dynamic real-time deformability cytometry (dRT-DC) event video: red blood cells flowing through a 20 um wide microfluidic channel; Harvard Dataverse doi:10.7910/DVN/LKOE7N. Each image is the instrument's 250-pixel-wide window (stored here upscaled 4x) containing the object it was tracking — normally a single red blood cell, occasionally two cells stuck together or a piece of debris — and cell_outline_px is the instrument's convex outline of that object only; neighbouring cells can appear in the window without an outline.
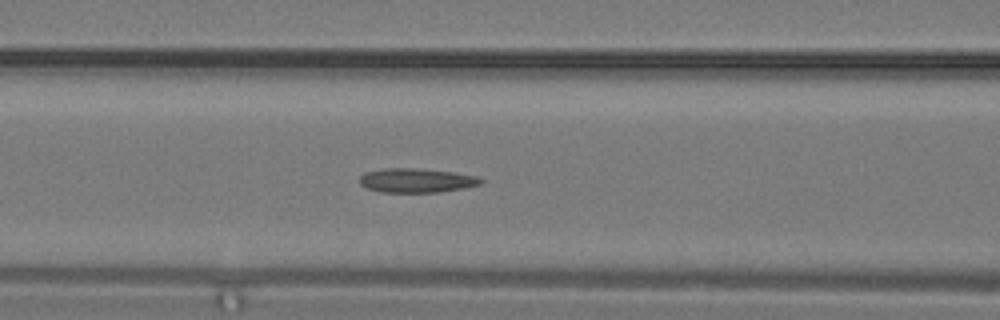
{"species": "common noctule bat (a hibernating species)", "species_latin": "Nyctalus noctula", "temperature_condition": "warm", "stored_images_in_passage": 15, "camera_frame_rate_fps": 3000, "um_per_image_px": 0.085, "animal": {"sex": "male", "body_mass_g": 19.2, "forearm_length_mm": 51.8}, "frame": {"image": 1, "passage_image": 10, "time_ms": 3.0, "image_size_px": [1000, 320], "cell_outline_px": [[484, 180], [480, 184], [464, 188], [440, 192], [380, 192], [364, 188], [360, 184], [360, 176], [364, 172], [384, 168], [416, 168], [452, 172], [476, 176]], "centroid_in_image_um": [35.35, 15.34], "position_along_channel_um": 131.2, "area_um2": 17.17}}
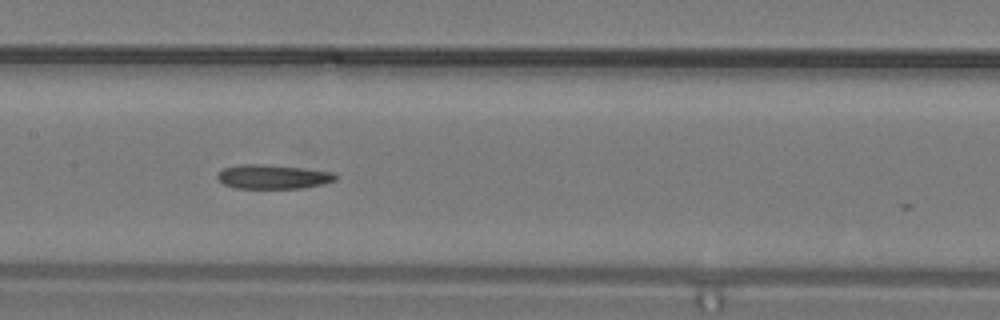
{"frame": {"image": 2, "passage_image": 12, "time_ms": 3.667, "image_size_px": [1000, 320], "cell_outline_px": [[340, 176], [336, 180], [324, 184], [300, 188], [236, 188], [224, 184], [216, 176], [216, 172], [224, 168], [240, 164], [260, 164], [304, 168], [332, 172]], "centroid_in_image_um": [23.21, 15.02], "position_along_channel_um": 184.2, "area_um2": 16.7}}
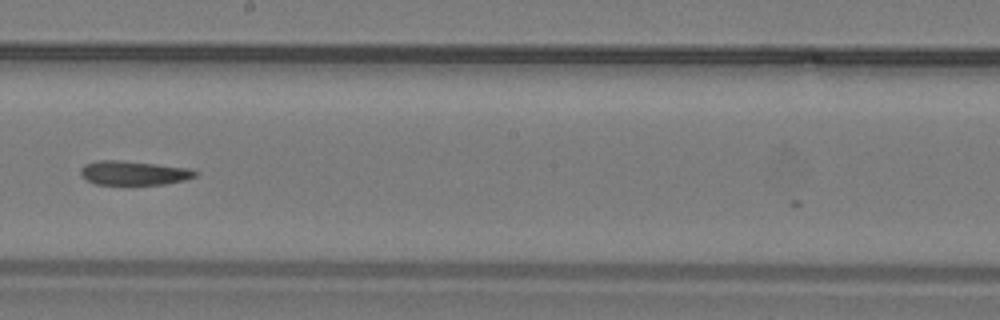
{"frame": {"image": 3, "passage_image": 14, "time_ms": 4.333, "image_size_px": [1000, 320], "cell_outline_px": [[200, 172], [196, 176], [184, 180], [164, 184], [96, 184], [84, 180], [80, 176], [80, 168], [84, 164], [100, 160], [120, 160], [156, 164], [188, 168]], "centroid_in_image_um": [11.33, 14.7], "position_along_channel_um": 236.9, "area_um2": 16.18}}